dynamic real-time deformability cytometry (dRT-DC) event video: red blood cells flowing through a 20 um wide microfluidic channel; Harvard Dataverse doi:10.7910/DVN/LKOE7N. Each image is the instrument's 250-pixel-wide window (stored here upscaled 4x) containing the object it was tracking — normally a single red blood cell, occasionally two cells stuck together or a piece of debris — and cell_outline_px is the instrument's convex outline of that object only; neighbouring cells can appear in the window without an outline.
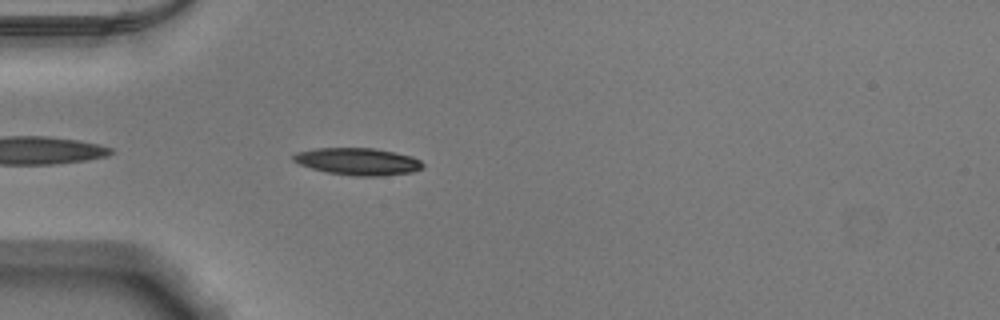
{"species": "Egyptian fruit bat (a non-hibernating species)", "species_latin": "Rousettus aegyptiacus", "temperature_condition": "warm", "stored_images_in_passage": 40, "camera_frame_rate_fps": 3000, "um_per_image_px": 0.085, "animal": {"sex": "male"}, "frame": {"image": 1, "passage_image": 3, "time_ms": 0.667, "image_size_px": [1000, 320], "cell_outline_px": [[424, 164], [420, 168], [412, 172], [380, 176], [352, 176], [328, 172], [312, 168], [300, 164], [292, 160], [292, 156], [296, 152], [316, 148], [376, 148], [412, 156], [420, 160]], "centroid_in_image_um": [30.41, 13.72], "position_along_channel_um": 54.6, "area_um2": 20.4}}
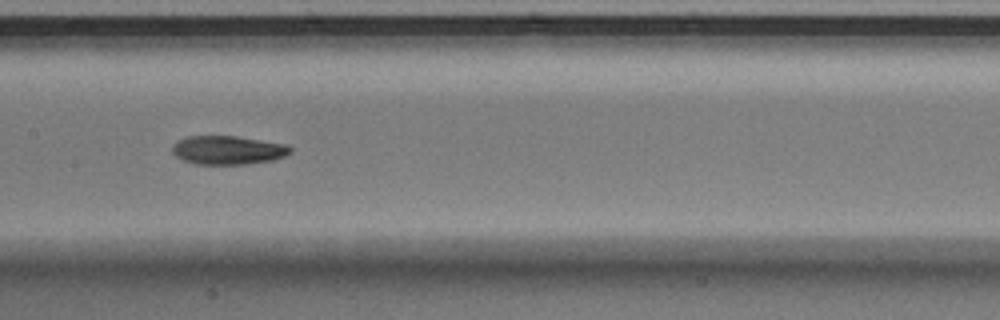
{"frame": {"image": 2, "passage_image": 14, "time_ms": 4.333, "image_size_px": [1000, 320], "cell_outline_px": [[292, 152], [284, 156], [272, 160], [248, 164], [196, 164], [184, 160], [176, 156], [172, 152], [172, 144], [176, 140], [188, 136], [236, 136], [284, 144], [292, 148]], "centroid_in_image_um": [19.34, 12.76], "position_along_channel_um": 188.1, "area_um2": 19.71}}
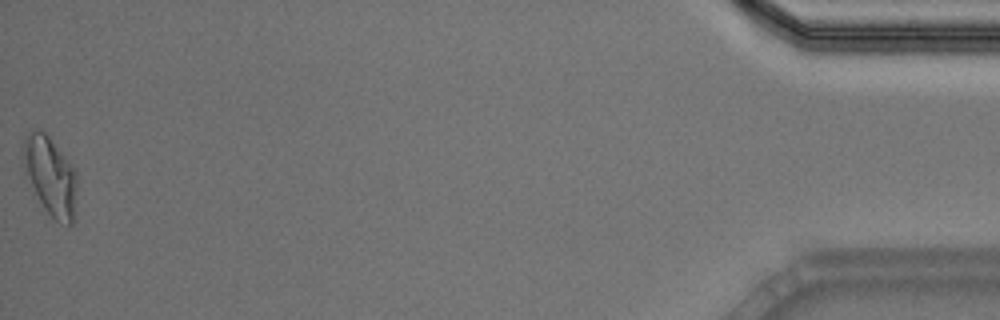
{"frame": {"image": 3, "passage_image": 40, "time_ms": 13.0, "image_size_px": [1000, 320], "cell_outline_px": [[76, 188], [72, 224], [60, 224], [44, 208], [24, 172], [20, 148], [24, 140], [32, 128], [36, 128], [44, 132], [48, 136], [76, 168]], "centroid_in_image_um": [4.25, 14.9], "position_along_channel_um": 431.0, "area_um2": 24.68}, "authors_computed_cell_mechanics": {"area_um2": 20.2878, "velocity_mm_per_s": 3.8648, "shape_relaxation_time_tau1_ms": 7.7017, "shape_relaxation_time_tau2_ms": 3.8595, "deformation_change_tau1": 0.2057, "deformation_change_tau2": 0.1052}}